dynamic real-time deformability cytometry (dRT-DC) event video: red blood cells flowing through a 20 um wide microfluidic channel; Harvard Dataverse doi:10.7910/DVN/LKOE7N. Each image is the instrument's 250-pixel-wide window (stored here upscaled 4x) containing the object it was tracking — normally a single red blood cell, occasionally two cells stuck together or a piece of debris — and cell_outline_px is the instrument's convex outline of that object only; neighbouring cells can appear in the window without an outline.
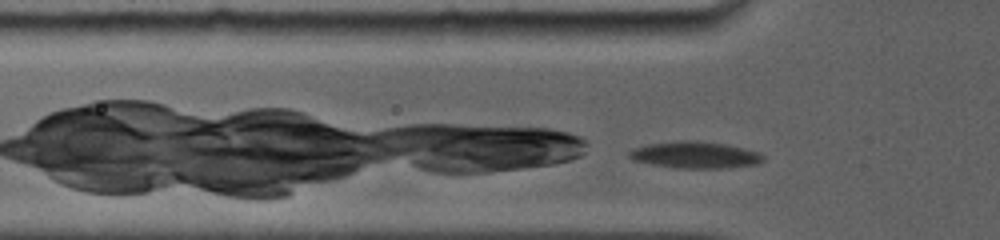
{"species": "common noctule bat (a hibernating species)", "species_latin": "Nyctalus noctula", "temperature_condition": "room temperature", "stored_images_in_passage": 37, "camera_frame_rate_fps": 5000, "um_per_image_px": 0.085, "animal": {"sex": "female", "body_mass_g": 19.0, "forearm_length_mm": 56.7}, "frame": {"image": 1, "passage_image": 2, "time_ms": 0.2, "image_size_px": [1000, 240], "cell_outline_px": [[764, 160], [756, 164], [724, 168], [680, 168], [652, 164], [632, 160], [628, 156], [628, 152], [632, 148], [648, 144], [676, 140], [696, 140], [724, 144], [760, 152], [764, 156]], "centroid_in_image_um": [59.05, 13.16], "position_along_channel_um": 66.7, "area_um2": 20.87}}
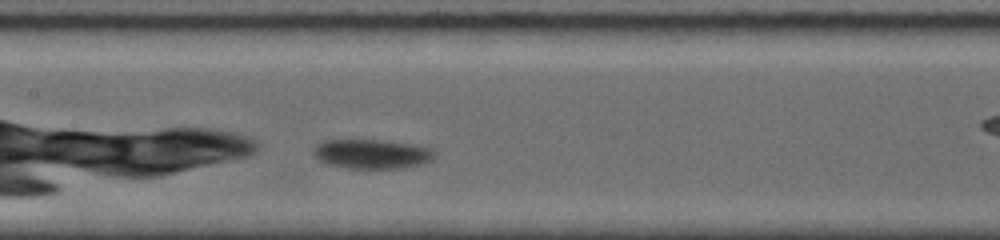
{"frame": {"image": 2, "passage_image": 16, "time_ms": 3.2, "image_size_px": [1000, 240], "cell_outline_px": [[436, 156], [432, 160], [420, 164], [400, 168], [348, 168], [328, 164], [320, 160], [312, 152], [312, 148], [320, 140], [388, 140], [412, 144], [432, 148], [436, 152]], "centroid_in_image_um": [31.61, 13.07], "position_along_channel_um": 175.8, "area_um2": 20.92}}
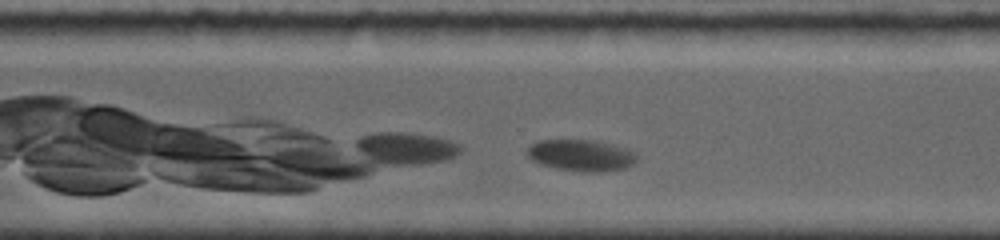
{"frame": {"image": 3, "passage_image": 30, "time_ms": 7.2, "image_size_px": [1000, 240], "cell_outline_px": [[640, 156], [632, 164], [624, 168], [604, 172], [584, 172], [556, 168], [540, 164], [532, 160], [528, 156], [528, 148], [532, 144], [540, 140], [592, 140], [628, 148], [636, 152]], "centroid_in_image_um": [49.44, 13.21], "position_along_channel_um": 321.2, "area_um2": 20.17}}